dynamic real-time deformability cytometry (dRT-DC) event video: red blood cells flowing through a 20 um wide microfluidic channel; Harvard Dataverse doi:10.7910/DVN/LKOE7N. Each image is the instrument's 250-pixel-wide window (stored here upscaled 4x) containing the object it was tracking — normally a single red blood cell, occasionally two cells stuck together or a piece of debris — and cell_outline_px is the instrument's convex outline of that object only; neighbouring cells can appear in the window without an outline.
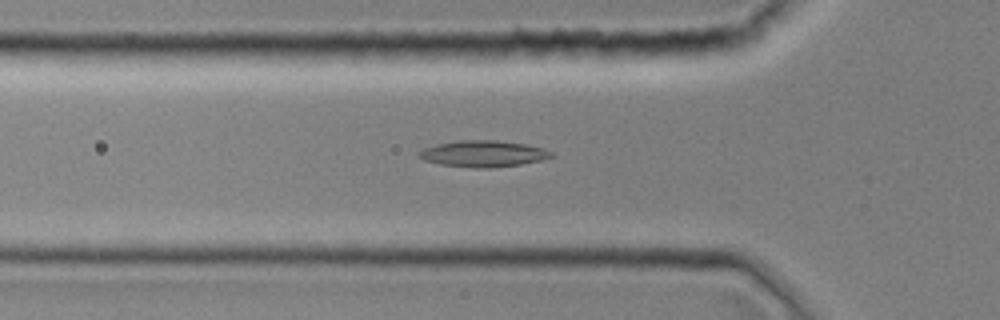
{"species": "common noctule bat (a hibernating species)", "species_latin": "Nyctalus noctula", "temperature_condition": "room temperature", "stored_images_in_passage": 43, "camera_frame_rate_fps": 3000, "um_per_image_px": 0.085, "animal": {"sex": "female", "body_mass_g": 19.0, "forearm_length_mm": 51.5}, "frame": {"image": 1, "passage_image": 14, "time_ms": 4.333, "image_size_px": [1000, 320], "cell_outline_px": [[556, 156], [540, 160], [520, 164], [492, 168], [476, 168], [440, 164], [424, 160], [416, 156], [416, 152], [424, 148], [436, 144], [460, 140], [496, 140], [524, 144], [544, 148], [552, 152]], "centroid_in_image_um": [41.05, 13.06], "position_along_channel_um": 84.8, "area_um2": 20.4}}
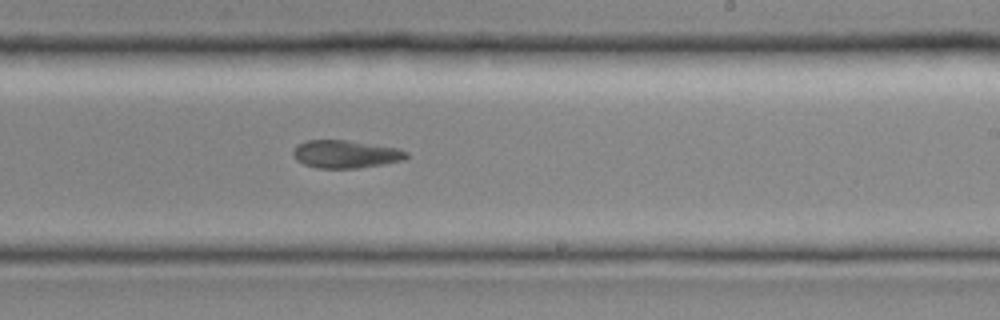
{"frame": {"image": 2, "passage_image": 26, "time_ms": 8.333, "image_size_px": [1000, 320], "cell_outline_px": [[408, 156], [404, 160], [384, 164], [356, 168], [316, 168], [304, 164], [296, 160], [292, 156], [292, 152], [296, 144], [308, 140], [344, 140], [400, 148], [408, 152]], "centroid_in_image_um": [29.36, 13.1], "position_along_channel_um": 259.6, "area_um2": 18.5}}
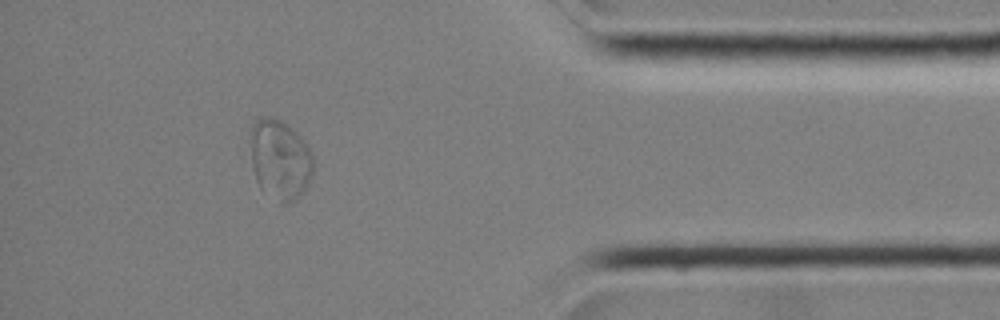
{"frame": {"image": 3, "passage_image": 38, "time_ms": 12.333, "image_size_px": [1000, 320], "cell_outline_px": [[312, 176], [308, 184], [296, 200], [288, 204], [280, 204], [260, 188], [256, 180], [252, 168], [252, 124], [260, 116], [272, 116], [280, 120], [292, 128], [304, 140], [312, 156]], "centroid_in_image_um": [23.8, 13.58], "position_along_channel_um": 411.4, "area_um2": 29.25}}